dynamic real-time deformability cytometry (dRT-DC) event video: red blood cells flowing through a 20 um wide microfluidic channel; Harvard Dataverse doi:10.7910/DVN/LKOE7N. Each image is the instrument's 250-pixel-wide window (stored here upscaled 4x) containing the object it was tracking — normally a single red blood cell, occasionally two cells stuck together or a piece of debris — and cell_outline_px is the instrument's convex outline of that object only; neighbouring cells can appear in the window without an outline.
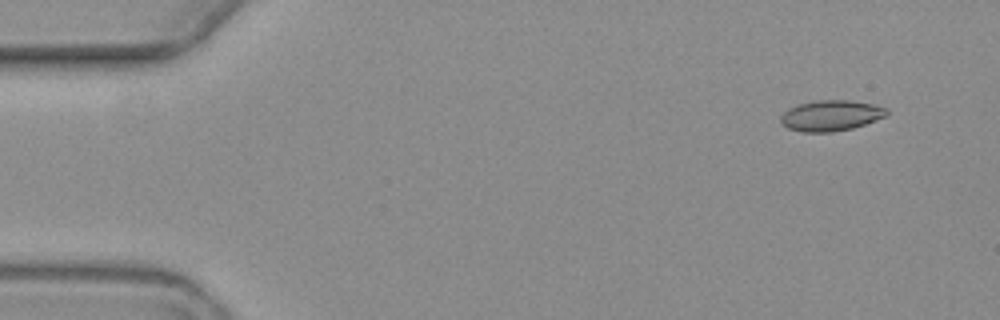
{"species": "common noctule bat (a hibernating species)", "species_latin": "Nyctalus noctula", "temperature_condition": "warm", "stored_images_in_passage": 9, "camera_frame_rate_fps": 3000, "um_per_image_px": 0.085, "animal": {"sex": "female", "body_mass_g": 19.3, "forearm_length_mm": 54.1}, "frame": {"image": 1, "passage_image": 1, "time_ms": 0.0, "image_size_px": [1000, 320], "cell_outline_px": [[888, 112], [884, 116], [864, 124], [852, 128], [832, 132], [800, 132], [788, 128], [780, 124], [780, 116], [788, 108], [800, 104], [816, 100], [848, 100], [872, 104], [888, 108]], "centroid_in_image_um": [70.58, 9.83], "position_along_channel_um": 14.4, "area_um2": 18.9}}
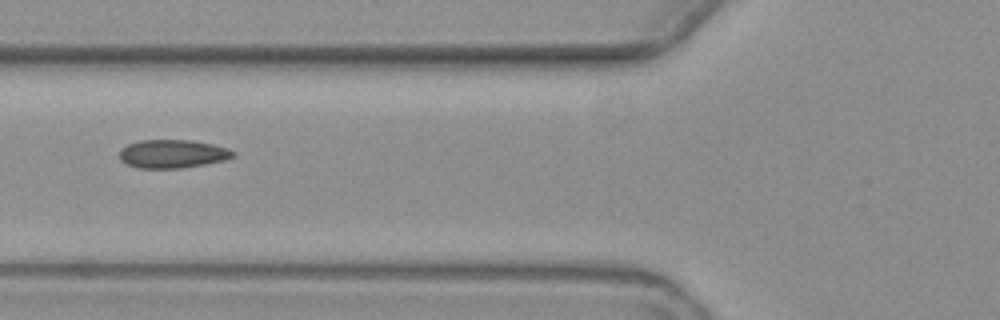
{"frame": {"image": 2, "passage_image": 6, "time_ms": 6.0, "image_size_px": [1000, 320], "cell_outline_px": [[236, 156], [224, 160], [204, 164], [180, 168], [136, 168], [124, 164], [120, 160], [120, 148], [128, 144], [140, 140], [192, 140], [212, 144], [228, 148], [236, 152]], "centroid_in_image_um": [14.65, 13.08], "position_along_channel_um": 111.2, "area_um2": 18.96}}
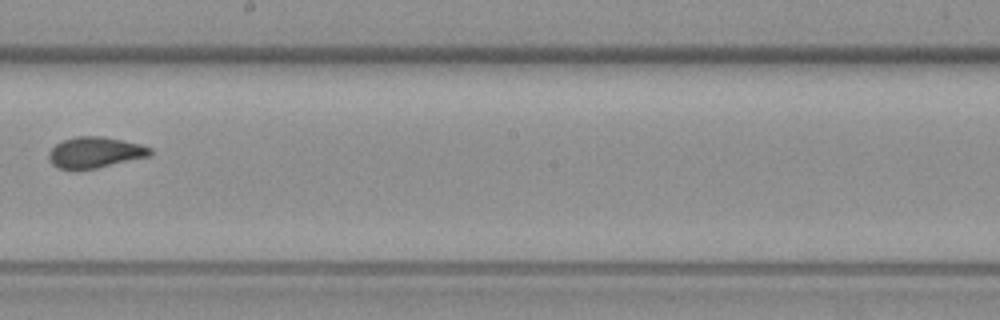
{"frame": {"image": 3, "passage_image": 9, "time_ms": 9.667, "image_size_px": [1000, 320], "cell_outline_px": [[152, 156], [96, 168], [76, 172], [72, 172], [56, 168], [52, 164], [48, 156], [48, 152], [56, 144], [64, 140], [76, 136], [104, 136], [140, 144], [152, 148]], "centroid_in_image_um": [8.06, 12.99], "position_along_channel_um": 240.1, "area_um2": 18.84}}